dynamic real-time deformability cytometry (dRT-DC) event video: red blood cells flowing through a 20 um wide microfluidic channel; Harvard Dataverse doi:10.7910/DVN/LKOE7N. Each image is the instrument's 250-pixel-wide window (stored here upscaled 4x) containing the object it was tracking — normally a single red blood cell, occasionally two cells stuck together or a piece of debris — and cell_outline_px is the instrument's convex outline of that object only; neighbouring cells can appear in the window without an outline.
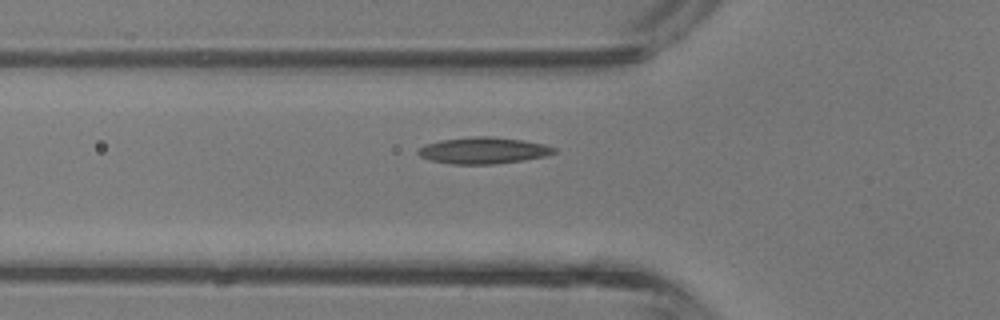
{"species": "common noctule bat (a hibernating species)", "species_latin": "Nyctalus noctula", "temperature_condition": "room temperature", "stored_images_in_passage": 32, "camera_frame_rate_fps": 3000, "um_per_image_px": 0.085, "animal": {"sex": "male", "body_mass_g": 13.3}, "frame": {"image": 1, "passage_image": 5, "time_ms": 1.333, "image_size_px": [1000, 320], "cell_outline_px": [[560, 152], [548, 156], [524, 160], [496, 164], [452, 164], [432, 160], [420, 156], [416, 152], [424, 144], [440, 140], [472, 136], [488, 136], [524, 140], [544, 144], [556, 148]], "centroid_in_image_um": [41.14, 12.79], "position_along_channel_um": 84.7, "area_um2": 21.21}}
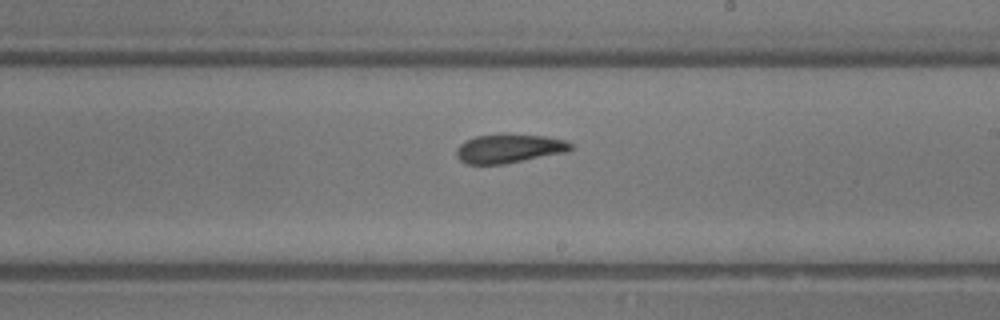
{"frame": {"image": 2, "passage_image": 15, "time_ms": 4.667, "image_size_px": [1000, 320], "cell_outline_px": [[572, 148], [568, 152], [504, 164], [464, 164], [456, 156], [456, 148], [464, 140], [476, 136], [504, 132], [544, 136], [564, 140], [572, 144]], "centroid_in_image_um": [43.24, 12.6], "position_along_channel_um": 245.8, "area_um2": 19.77}}
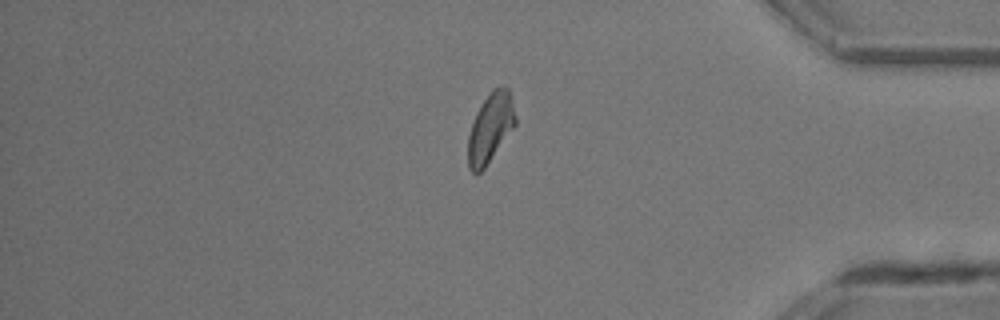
{"frame": {"image": 3, "passage_image": 26, "time_ms": 8.333, "image_size_px": [1000, 320], "cell_outline_px": [[516, 124], [484, 168], [480, 172], [472, 172], [468, 168], [468, 136], [476, 112], [492, 88], [500, 84], [508, 88], [516, 116]], "centroid_in_image_um": [41.68, 10.83], "position_along_channel_um": 393.5, "area_um2": 18.96}, "authors_computed_cell_mechanics": {"area_um2": 19.5364, "velocity_mm_per_s": 4.8144, "shape_relaxation_time_tau1_ms": 5.7047, "shape_relaxation_time_tau2_ms": 3.0988, "deformation_change_tau1": 0.148, "deformation_change_tau2": 0.1102}}